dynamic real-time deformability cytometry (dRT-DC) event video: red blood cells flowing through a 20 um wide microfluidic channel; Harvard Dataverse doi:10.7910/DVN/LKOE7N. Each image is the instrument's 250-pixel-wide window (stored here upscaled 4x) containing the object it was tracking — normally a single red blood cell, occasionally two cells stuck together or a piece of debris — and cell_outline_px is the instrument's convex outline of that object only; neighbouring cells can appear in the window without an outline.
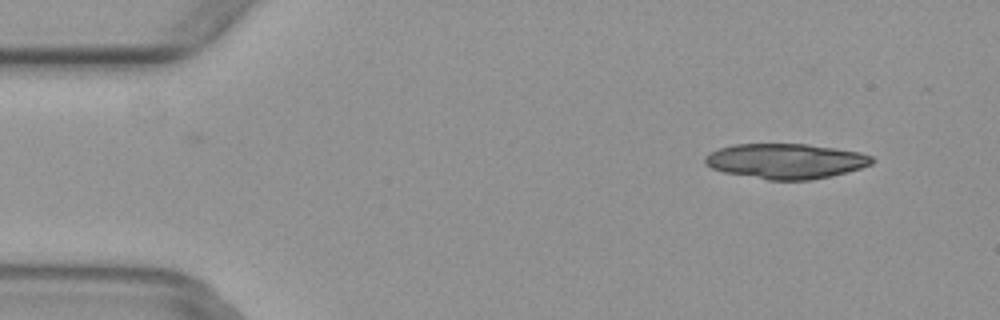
{"species": "common noctule bat (a hibernating species)", "species_latin": "Nyctalus noctula", "temperature_condition": "warm", "stored_images_in_passage": 5, "camera_frame_rate_fps": 3000, "um_per_image_px": 0.085, "animal": {"sex": "female", "body_mass_g": 29.2, "forearm_length_mm": 56.3}, "frame": {"image": 1, "passage_image": 1, "time_ms": 0.0, "image_size_px": [1000, 320], "cell_outline_px": [[876, 160], [872, 164], [860, 168], [832, 176], [812, 180], [768, 180], [724, 172], [712, 168], [704, 164], [704, 156], [720, 148], [732, 144], [808, 144], [836, 148], [860, 152], [872, 156]], "centroid_in_image_um": [66.81, 13.69], "position_along_channel_um": 18.2, "area_um2": 34.33}}
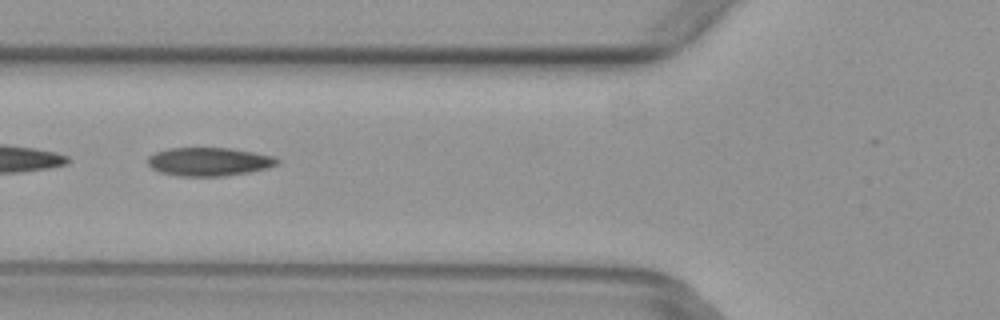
{"frame": {"image": 2, "passage_image": 4, "time_ms": 1.0, "image_size_px": [1000, 320], "cell_outline_px": [[280, 164], [268, 168], [248, 172], [224, 176], [176, 176], [160, 172], [152, 168], [148, 164], [148, 156], [156, 152], [168, 148], [228, 148], [252, 152], [272, 156], [280, 160]], "centroid_in_image_um": [17.76, 13.75], "position_along_channel_um": 108.0, "area_um2": 21.44}}